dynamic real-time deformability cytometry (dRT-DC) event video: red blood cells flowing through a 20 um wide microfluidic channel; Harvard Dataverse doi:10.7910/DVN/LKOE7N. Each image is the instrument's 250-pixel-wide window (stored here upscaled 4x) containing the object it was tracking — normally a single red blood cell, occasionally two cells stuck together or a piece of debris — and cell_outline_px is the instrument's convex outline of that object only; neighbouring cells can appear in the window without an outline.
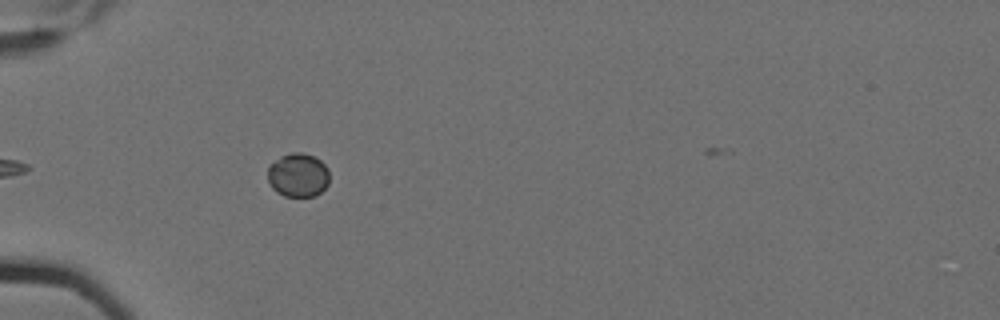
{"species": "Egyptian fruit bat (a non-hibernating species)", "species_latin": "Rousettus aegyptiacus", "temperature_condition": "cold", "stored_images_in_passage": 6, "camera_frame_rate_fps": 3000, "um_per_image_px": 0.085, "animal": {"sex": "female"}, "frame": {"image": 1, "passage_image": 5, "time_ms": 1.333, "image_size_px": [1000, 320], "cell_outline_px": [[328, 184], [316, 196], [284, 196], [276, 192], [272, 188], [268, 180], [268, 168], [280, 156], [292, 152], [300, 152], [312, 156], [320, 160], [328, 168]], "centroid_in_image_um": [25.33, 14.89], "position_along_channel_um": 59.7, "area_um2": 15.66}}
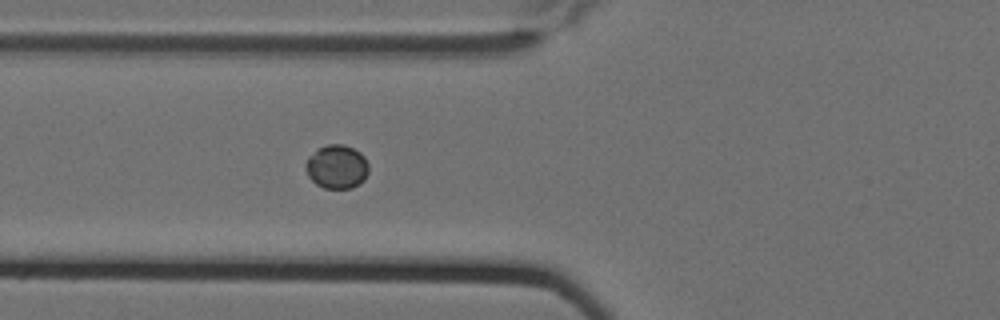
{"frame": {"image": 2, "passage_image": 6, "time_ms": 1.667, "image_size_px": [1000, 320], "cell_outline_px": [[368, 172], [364, 180], [360, 184], [352, 188], [324, 188], [316, 184], [308, 176], [304, 168], [304, 164], [308, 156], [316, 148], [328, 144], [344, 144], [360, 152], [364, 156], [368, 164]], "centroid_in_image_um": [28.6, 14.16], "position_along_channel_um": 97.2, "area_um2": 16.36}}